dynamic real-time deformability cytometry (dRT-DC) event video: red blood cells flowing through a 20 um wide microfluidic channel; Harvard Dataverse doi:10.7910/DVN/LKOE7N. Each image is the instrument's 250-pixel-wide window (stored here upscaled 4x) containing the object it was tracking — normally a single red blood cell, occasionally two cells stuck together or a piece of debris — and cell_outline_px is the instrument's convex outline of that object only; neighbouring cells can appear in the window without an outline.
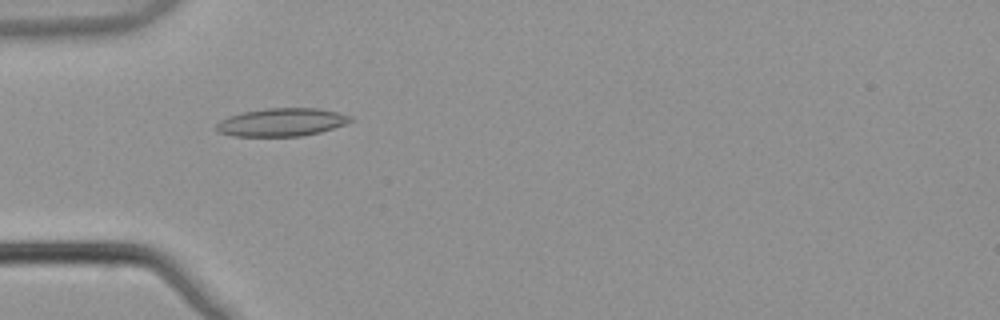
{"species": "common noctule bat (a hibernating species)", "species_latin": "Nyctalus noctula", "temperature_condition": "warm", "stored_images_in_passage": 6, "camera_frame_rate_fps": 3000, "um_per_image_px": 0.085, "animal": {"sex": "male", "body_mass_g": 21.5, "forearm_length_mm": 52.0}, "frame": {"image": 1, "passage_image": 5, "time_ms": 1.333, "image_size_px": [1000, 320], "cell_outline_px": [[352, 120], [344, 124], [320, 132], [300, 136], [232, 136], [220, 132], [216, 128], [216, 124], [220, 120], [228, 116], [244, 112], [264, 108], [316, 108], [336, 112], [352, 116]], "centroid_in_image_um": [23.91, 10.38], "position_along_channel_um": 61.1, "area_um2": 21.73}}
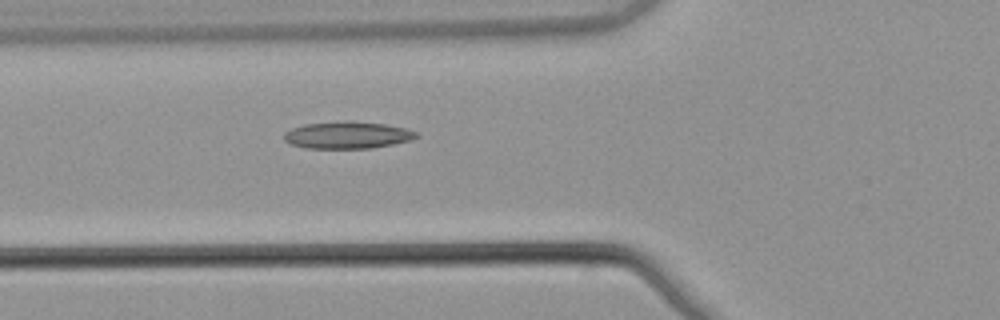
{"frame": {"image": 2, "passage_image": 6, "time_ms": 1.667, "image_size_px": [1000, 320], "cell_outline_px": [[420, 136], [412, 140], [372, 148], [308, 148], [292, 144], [284, 140], [284, 132], [292, 128], [304, 124], [344, 120], [348, 120], [384, 124], [404, 128], [416, 132]], "centroid_in_image_um": [29.53, 11.47], "position_along_channel_um": 96.3, "area_um2": 20.87}}